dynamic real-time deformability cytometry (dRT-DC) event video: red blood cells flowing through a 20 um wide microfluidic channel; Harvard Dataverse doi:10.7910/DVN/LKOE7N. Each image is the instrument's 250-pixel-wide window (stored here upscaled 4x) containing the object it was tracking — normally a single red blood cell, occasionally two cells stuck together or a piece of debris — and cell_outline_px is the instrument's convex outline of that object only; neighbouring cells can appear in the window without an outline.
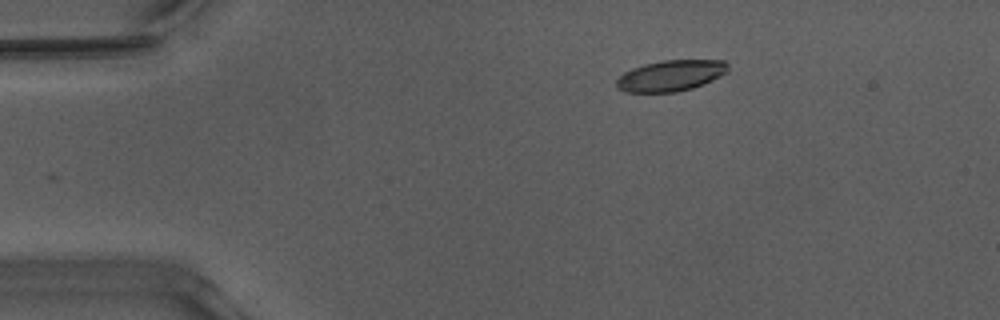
{"species": "Egyptian fruit bat (a non-hibernating species)", "species_latin": "Rousettus aegyptiacus", "temperature_condition": "warm", "stored_images_in_passage": 33, "camera_frame_rate_fps": 3000, "um_per_image_px": 0.085, "animal": {"sex": "male"}, "frame": {"image": 1, "passage_image": 1, "time_ms": 0.0, "image_size_px": [1000, 320], "cell_outline_px": [[728, 72], [712, 80], [692, 88], [676, 92], [624, 92], [616, 88], [616, 80], [624, 72], [632, 68], [644, 64], [664, 60], [724, 60], [728, 64]], "centroid_in_image_um": [57.0, 6.43], "position_along_channel_um": 28.0, "area_um2": 20.17}}
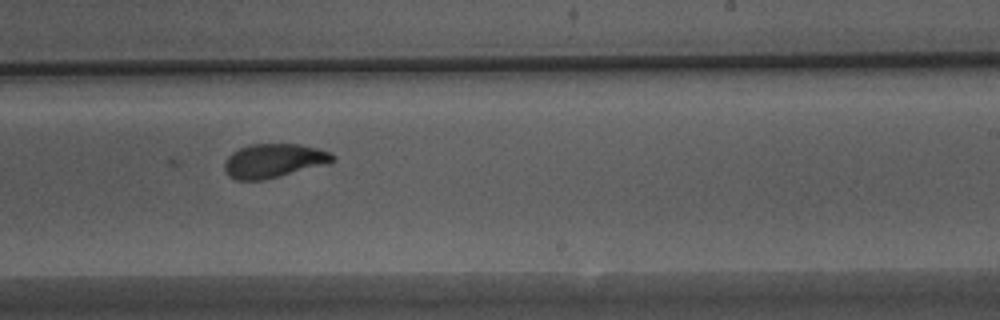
{"frame": {"image": 2, "passage_image": 24, "time_ms": 7.667, "image_size_px": [1000, 320], "cell_outline_px": [[336, 160], [328, 164], [264, 180], [236, 180], [228, 176], [224, 168], [224, 160], [232, 152], [248, 144], [300, 144], [316, 148], [328, 152], [336, 156]], "centroid_in_image_um": [23.26, 13.66], "position_along_channel_um": 265.7, "area_um2": 21.56}}
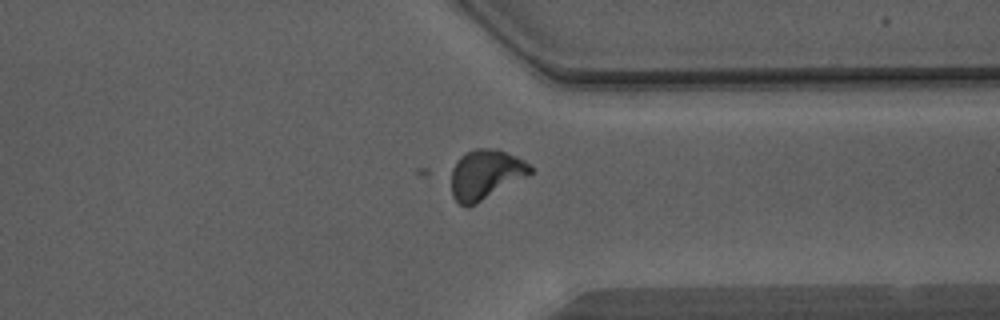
{"frame": {"image": 3, "passage_image": 32, "time_ms": 10.333, "image_size_px": [1000, 320], "cell_outline_px": [[532, 172], [476, 204], [468, 208], [464, 208], [452, 196], [452, 168], [456, 160], [460, 156], [476, 148], [496, 148], [516, 156], [524, 160], [532, 168]], "centroid_in_image_um": [41.23, 14.83], "position_along_channel_um": 370.2, "area_um2": 22.66}}